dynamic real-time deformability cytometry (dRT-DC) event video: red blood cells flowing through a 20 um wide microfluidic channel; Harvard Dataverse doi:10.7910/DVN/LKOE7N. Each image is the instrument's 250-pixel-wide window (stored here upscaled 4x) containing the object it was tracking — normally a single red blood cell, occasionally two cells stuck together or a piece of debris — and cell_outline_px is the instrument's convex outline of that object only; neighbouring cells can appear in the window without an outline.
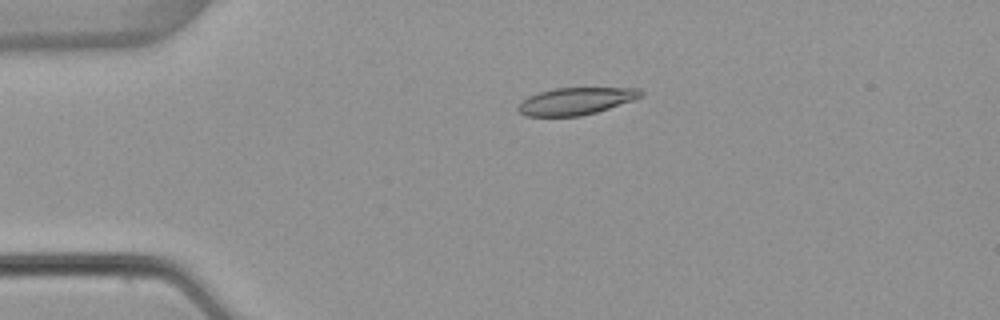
{"species": "common noctule bat (a hibernating species)", "species_latin": "Nyctalus noctula", "temperature_condition": "warm", "stored_images_in_passage": 42, "camera_frame_rate_fps": 3000, "um_per_image_px": 0.085, "animal": {"sex": "female", "body_mass_g": 22.7, "forearm_length_mm": 54.2}, "frame": {"image": 1, "passage_image": 1, "time_ms": 0.0, "image_size_px": [1000, 320], "cell_outline_px": [[644, 96], [596, 112], [580, 116], [524, 116], [516, 108], [520, 100], [528, 96], [540, 92], [556, 88], [640, 88], [644, 92]], "centroid_in_image_um": [48.92, 8.59], "position_along_channel_um": 36.1, "area_um2": 19.42}}
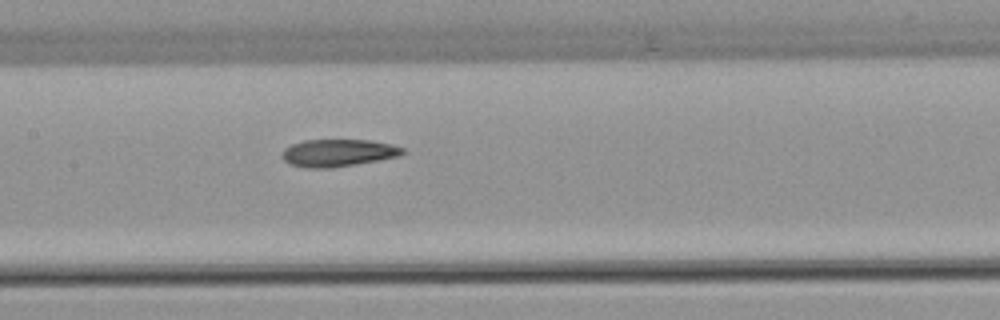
{"frame": {"image": 2, "passage_image": 15, "time_ms": 4.667, "image_size_px": [1000, 320], "cell_outline_px": [[404, 152], [400, 156], [332, 168], [304, 168], [288, 164], [280, 156], [280, 152], [284, 148], [292, 144], [304, 140], [372, 140], [392, 144], [404, 148]], "centroid_in_image_um": [28.69, 12.99], "position_along_channel_um": 178.7, "area_um2": 19.42}}
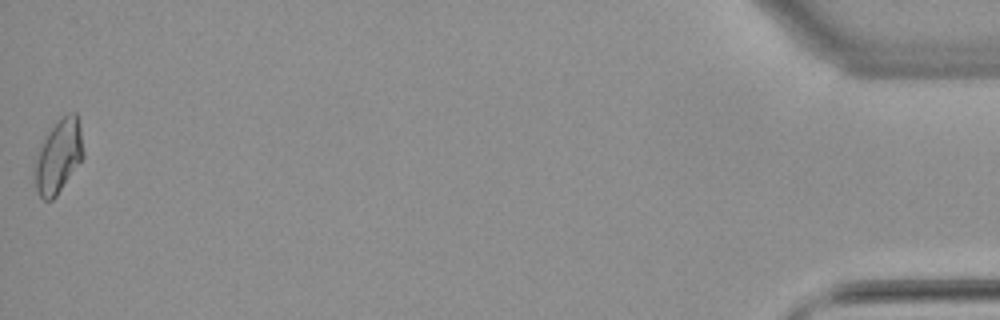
{"frame": {"image": 3, "passage_image": 42, "time_ms": 13.667, "image_size_px": [1000, 320], "cell_outline_px": [[84, 156], [56, 196], [52, 200], [44, 200], [36, 192], [36, 160], [40, 144], [48, 128], [60, 116], [68, 112], [76, 112], [80, 124], [84, 152]], "centroid_in_image_um": [4.99, 13.2], "position_along_channel_um": 430.2, "area_um2": 20.92}, "authors_computed_cell_mechanics": {"area_um2": 19.4208, "velocity_mm_per_s": 3.8952, "shape_relaxation_time_tau1_ms": 10.6519, "shape_relaxation_time_tau2_ms": 4.009, "deformation_change_tau1": 0.2573, "deformation_change_tau2": 0.104}}